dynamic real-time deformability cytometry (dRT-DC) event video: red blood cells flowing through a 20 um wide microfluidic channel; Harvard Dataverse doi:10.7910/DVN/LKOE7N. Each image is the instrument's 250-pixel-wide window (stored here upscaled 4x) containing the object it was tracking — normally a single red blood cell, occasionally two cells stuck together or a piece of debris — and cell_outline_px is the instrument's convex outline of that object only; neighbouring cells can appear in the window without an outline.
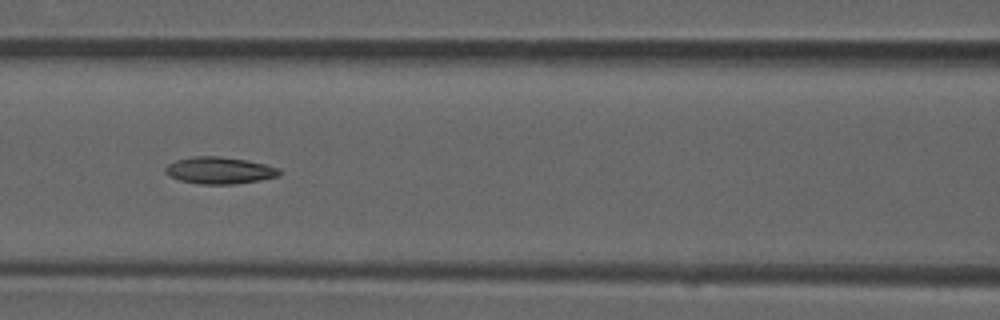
{"species": "common noctule bat (a hibernating species)", "species_latin": "Nyctalus noctula", "temperature_condition": "room temperature", "stored_images_in_passage": 8, "camera_frame_rate_fps": 3000, "um_per_image_px": 0.085, "animal": {"sex": "male", "forearm_length_mm": 52.5}, "frame": {"image": 1, "passage_image": 7, "time_ms": 2.0, "image_size_px": [1000, 320], "cell_outline_px": [[280, 176], [260, 180], [232, 184], [200, 184], [180, 180], [168, 176], [164, 172], [164, 168], [168, 164], [176, 160], [192, 156], [220, 156], [248, 160], [280, 168]], "centroid_in_image_um": [18.64, 14.48], "position_along_channel_um": 148.0, "area_um2": 17.98}}
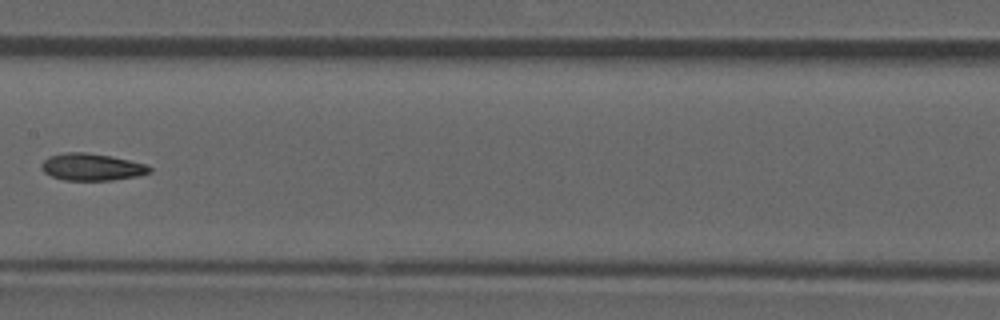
{"frame": {"image": 2, "passage_image": 8, "time_ms": 2.333, "image_size_px": [1000, 320], "cell_outline_px": [[152, 172], [140, 176], [112, 180], [64, 180], [52, 176], [44, 172], [40, 168], [40, 164], [48, 156], [64, 152], [84, 152], [112, 156], [144, 164], [152, 168]], "centroid_in_image_um": [7.78, 14.19], "position_along_channel_um": 199.6, "area_um2": 17.17}}